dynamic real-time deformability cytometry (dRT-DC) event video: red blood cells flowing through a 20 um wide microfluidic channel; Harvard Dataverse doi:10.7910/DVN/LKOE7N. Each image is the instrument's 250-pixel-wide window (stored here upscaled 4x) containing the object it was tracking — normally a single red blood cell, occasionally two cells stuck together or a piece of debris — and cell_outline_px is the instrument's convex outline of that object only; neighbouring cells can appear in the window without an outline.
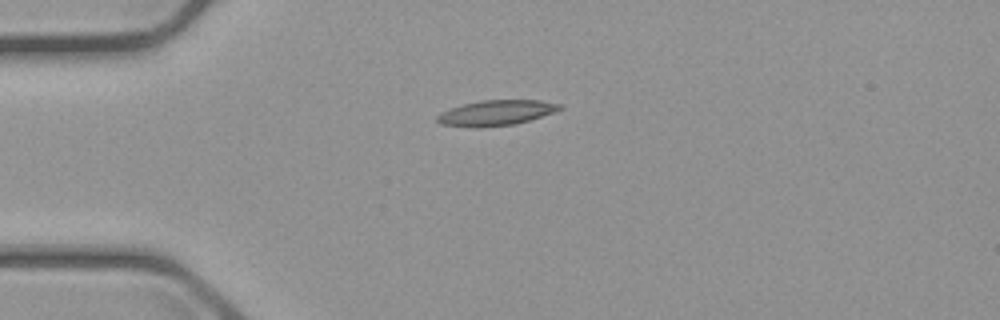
{"species": "common noctule bat (a hibernating species)", "species_latin": "Nyctalus noctula", "temperature_condition": "cold", "stored_images_in_passage": 7, "camera_frame_rate_fps": 3000, "um_per_image_px": 0.085, "animal": {"sex": "male", "body_mass_g": 23.1, "forearm_length_mm": 52.7}, "frame": {"image": 1, "passage_image": 1, "time_ms": 0.0, "image_size_px": [1000, 320], "cell_outline_px": [[564, 108], [516, 124], [476, 128], [440, 124], [436, 120], [436, 116], [440, 112], [464, 104], [480, 100], [540, 100], [564, 104]], "centroid_in_image_um": [42.16, 9.59], "position_along_channel_um": 42.8, "area_um2": 18.09}}
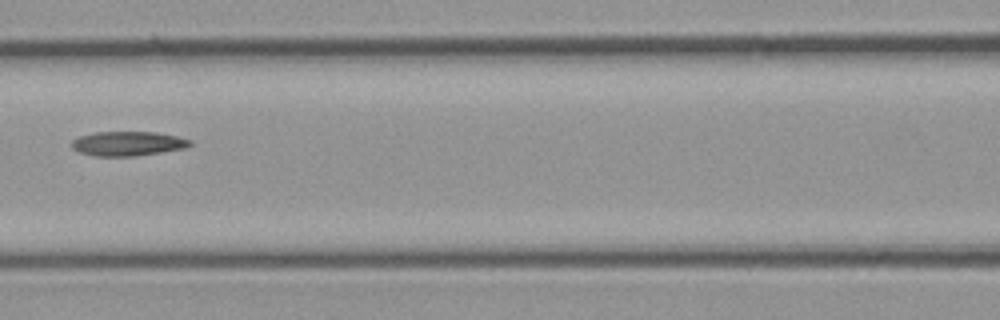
{"frame": {"image": 2, "passage_image": 4, "time_ms": 3.667, "image_size_px": [1000, 320], "cell_outline_px": [[192, 144], [184, 148], [136, 156], [96, 156], [80, 152], [72, 148], [72, 140], [80, 136], [96, 132], [156, 132], [176, 136], [192, 140]], "centroid_in_image_um": [10.87, 12.2], "position_along_channel_um": 155.7, "area_um2": 16.7}}
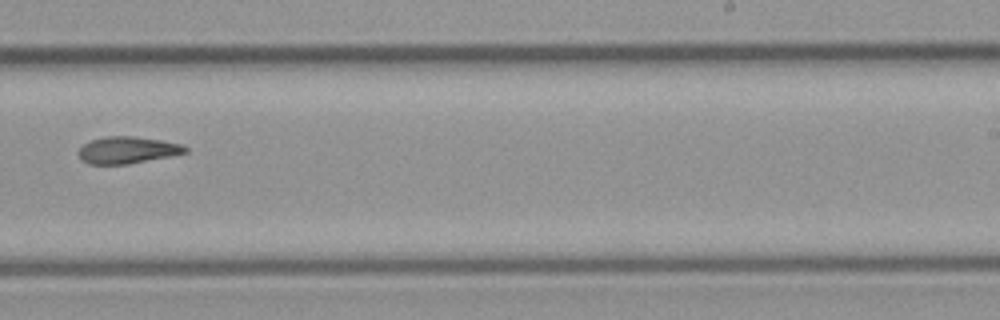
{"frame": {"image": 3, "passage_image": 7, "time_ms": 7.0, "image_size_px": [1000, 320], "cell_outline_px": [[188, 152], [128, 164], [88, 164], [80, 156], [80, 148], [84, 144], [92, 140], [108, 136], [136, 136], [160, 140], [180, 144], [188, 148]], "centroid_in_image_um": [10.85, 12.75], "position_along_channel_um": 278.2, "area_um2": 16.36}}